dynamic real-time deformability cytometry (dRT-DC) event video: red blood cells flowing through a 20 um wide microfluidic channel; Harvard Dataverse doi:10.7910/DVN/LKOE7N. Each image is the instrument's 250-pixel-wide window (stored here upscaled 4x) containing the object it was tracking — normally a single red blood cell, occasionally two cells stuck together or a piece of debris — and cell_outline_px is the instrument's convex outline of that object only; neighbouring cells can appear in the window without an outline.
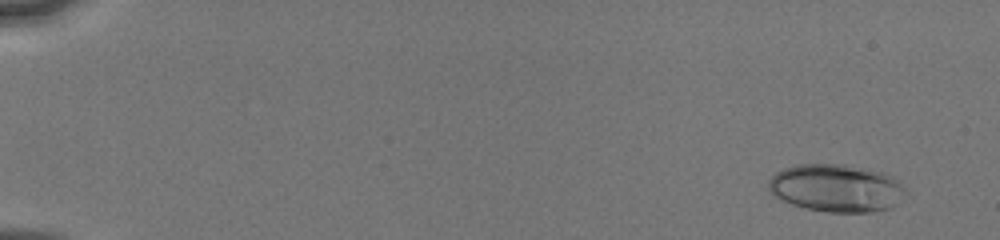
{"species": "human", "species_latin": "Homo sapiens", "temperature_condition": "cold", "stored_images_in_passage": 30, "camera_frame_rate_fps": 3000, "um_per_image_px": 0.085, "donor": {"sex": "male"}, "frame": {"image": 1, "passage_image": 3, "time_ms": 0.333, "image_size_px": [1000, 240], "cell_outline_px": [[904, 192], [892, 208], [872, 212], [828, 212], [808, 208], [792, 204], [780, 200], [772, 196], [768, 188], [768, 180], [776, 172], [784, 168], [796, 164], [844, 164], [868, 168], [884, 172], [892, 176], [904, 188]], "centroid_in_image_um": [71.04, 15.97], "position_along_channel_um": 14.0, "area_um2": 38.21}}
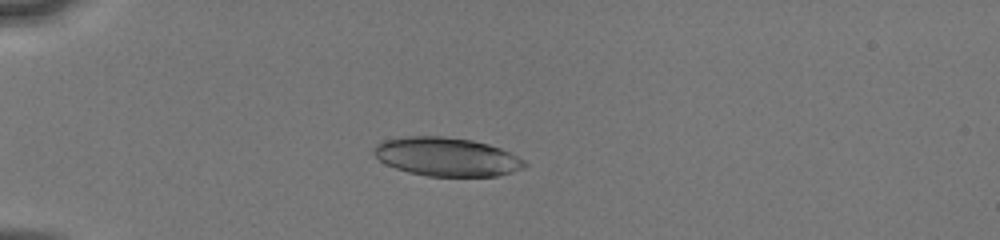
{"frame": {"image": 2, "passage_image": 24, "time_ms": 4.333, "image_size_px": [1000, 240], "cell_outline_px": [[528, 164], [524, 168], [512, 172], [496, 176], [428, 176], [408, 172], [396, 168], [380, 160], [372, 152], [372, 148], [376, 144], [384, 140], [408, 136], [444, 136], [472, 140], [488, 144], [500, 148], [524, 160]], "centroid_in_image_um": [37.96, 13.32], "position_along_channel_um": 47.0, "area_um2": 33.87}}